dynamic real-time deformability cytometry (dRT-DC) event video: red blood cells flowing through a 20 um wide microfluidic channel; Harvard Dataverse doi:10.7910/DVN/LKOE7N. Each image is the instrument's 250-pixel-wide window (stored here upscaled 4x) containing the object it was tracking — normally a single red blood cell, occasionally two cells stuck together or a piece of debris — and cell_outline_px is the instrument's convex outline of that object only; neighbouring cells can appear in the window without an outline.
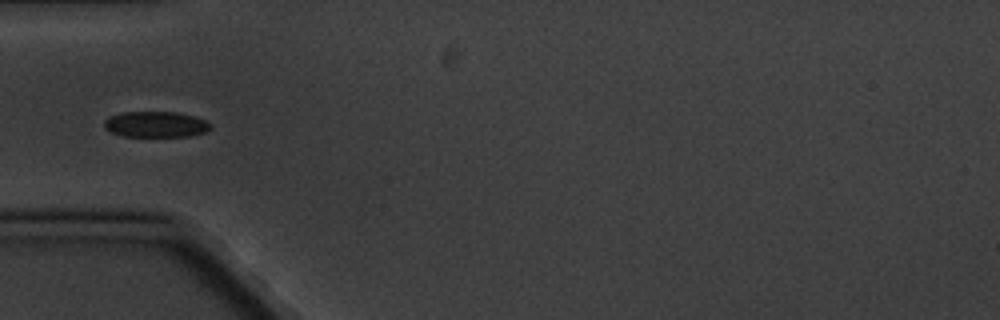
{"species": "common noctule bat (a hibernating species)", "species_latin": "Nyctalus noctula", "temperature_condition": "cold", "stored_images_in_passage": 8, "camera_frame_rate_fps": 3000, "um_per_image_px": 0.085, "animal": {"sex": "male", "body_mass_g": 20.1, "forearm_length_mm": 53.5}, "frame": {"image": 1, "passage_image": 1, "time_ms": 0.0, "image_size_px": [1000, 320], "cell_outline_px": [[212, 128], [208, 132], [192, 136], [124, 136], [112, 132], [104, 128], [104, 120], [108, 116], [124, 112], [176, 112], [196, 116], [212, 124]], "centroid_in_image_um": [13.28, 10.57], "position_along_channel_um": 71.7, "area_um2": 16.18}}